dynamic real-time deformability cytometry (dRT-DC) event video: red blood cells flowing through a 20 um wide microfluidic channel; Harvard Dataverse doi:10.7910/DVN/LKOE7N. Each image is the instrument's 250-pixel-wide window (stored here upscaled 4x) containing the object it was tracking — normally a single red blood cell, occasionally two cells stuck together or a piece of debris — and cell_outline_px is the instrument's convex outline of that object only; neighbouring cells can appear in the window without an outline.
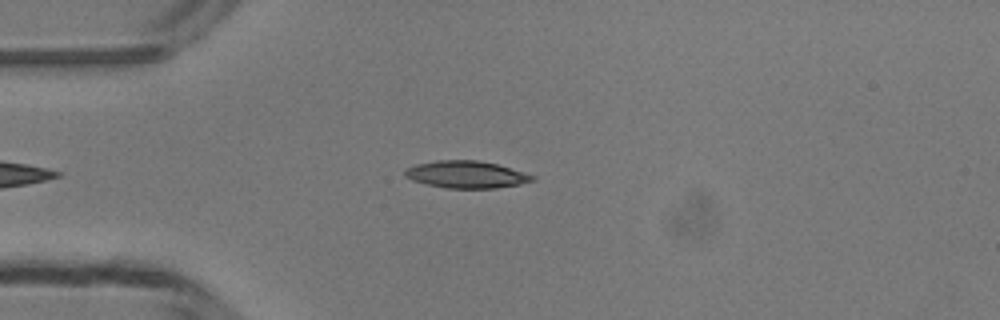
{"species": "common noctule bat (a hibernating species)", "species_latin": "Nyctalus noctula", "temperature_condition": "room temperature", "stored_images_in_passage": 36, "camera_frame_rate_fps": 3000, "um_per_image_px": 0.085, "animal": {"sex": "male", "body_mass_g": 13.3}, "frame": {"image": 1, "passage_image": 3, "time_ms": 0.667, "image_size_px": [1000, 320], "cell_outline_px": [[536, 180], [520, 184], [496, 188], [448, 188], [424, 184], [412, 180], [404, 176], [404, 172], [408, 168], [416, 164], [436, 160], [476, 160], [496, 164], [524, 172], [536, 176]], "centroid_in_image_um": [39.64, 14.83], "position_along_channel_um": 45.4, "area_um2": 20.17}}
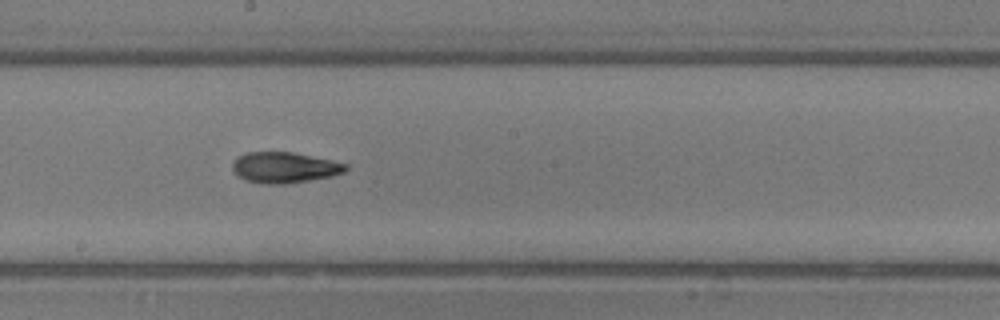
{"frame": {"image": 2, "passage_image": 17, "time_ms": 5.333, "image_size_px": [1000, 320], "cell_outline_px": [[348, 168], [344, 172], [332, 176], [284, 184], [268, 184], [248, 180], [236, 176], [232, 168], [232, 164], [240, 156], [248, 152], [292, 152], [348, 164]], "centroid_in_image_um": [24.18, 14.24], "position_along_channel_um": 224.0, "area_um2": 20.0}}
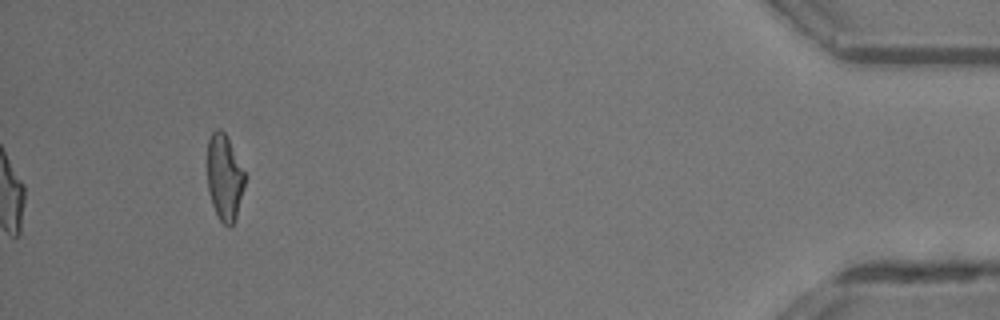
{"frame": {"image": 3, "passage_image": 36, "time_ms": 11.667, "image_size_px": [1000, 320], "cell_outline_px": [[248, 176], [236, 220], [228, 228], [220, 220], [212, 204], [208, 192], [208, 140], [212, 132], [216, 128], [220, 128], [224, 132]], "centroid_in_image_um": [19.12, 15.11], "position_along_channel_um": 416.1, "area_um2": 19.19}, "authors_computed_cell_mechanics": {"area_um2": 19.7965, "velocity_mm_per_s": 4.189, "shape_relaxation_time_tau1_ms": 7.4159, "shape_relaxation_time_tau2_ms": 2.3472, "deformation_change_tau1": 0.2272, "deformation_change_tau2": 0.1022}}